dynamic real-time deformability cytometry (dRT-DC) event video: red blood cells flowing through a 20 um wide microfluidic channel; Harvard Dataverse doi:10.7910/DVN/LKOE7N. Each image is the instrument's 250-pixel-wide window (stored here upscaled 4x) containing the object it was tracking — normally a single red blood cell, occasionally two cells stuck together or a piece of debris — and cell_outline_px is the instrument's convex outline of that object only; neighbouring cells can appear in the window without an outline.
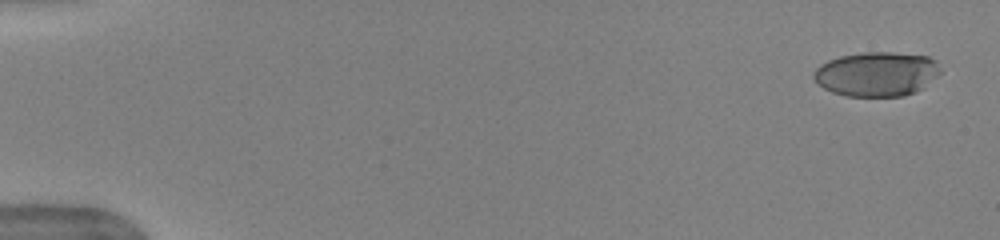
{"species": "human", "species_latin": "Homo sapiens", "temperature_condition": "warm", "stored_images_in_passage": 35, "camera_frame_rate_fps": 3000, "um_per_image_px": 0.085, "donor": {"sex": "female"}, "frame": {"image": 1, "passage_image": 1, "time_ms": 0.0, "image_size_px": [1000, 240], "cell_outline_px": [[944, 72], [924, 88], [916, 92], [904, 96], [844, 96], [832, 92], [824, 88], [812, 76], [812, 72], [820, 64], [828, 60], [840, 56], [864, 52], [892, 52], [928, 56], [936, 60]], "centroid_in_image_um": [74.57, 6.29], "position_along_channel_um": 10.4, "area_um2": 33.35}}
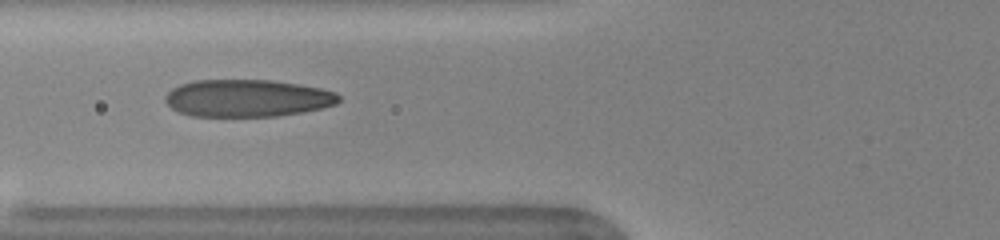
{"frame": {"image": 2, "passage_image": 16, "time_ms": 5.0, "image_size_px": [1000, 240], "cell_outline_px": [[340, 100], [336, 104], [304, 112], [276, 116], [192, 116], [180, 112], [172, 108], [164, 100], [164, 96], [172, 88], [180, 84], [196, 80], [272, 80], [320, 88], [336, 92], [340, 96]], "centroid_in_image_um": [21.01, 8.34], "position_along_channel_um": 104.8, "area_um2": 37.69}}
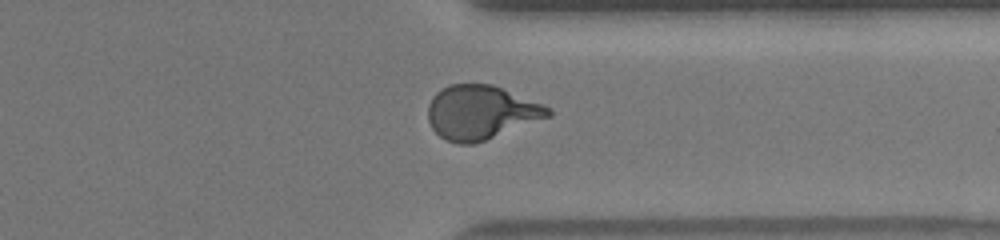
{"frame": {"image": 3, "passage_image": 29, "time_ms": 9.333, "image_size_px": [1000, 240], "cell_outline_px": [[552, 116], [484, 140], [472, 144], [456, 144], [444, 140], [432, 128], [428, 120], [428, 104], [432, 96], [436, 92], [452, 84], [492, 84], [504, 88], [552, 108]], "centroid_in_image_um": [40.88, 9.55], "position_along_channel_um": 370.5, "area_um2": 37.86}}